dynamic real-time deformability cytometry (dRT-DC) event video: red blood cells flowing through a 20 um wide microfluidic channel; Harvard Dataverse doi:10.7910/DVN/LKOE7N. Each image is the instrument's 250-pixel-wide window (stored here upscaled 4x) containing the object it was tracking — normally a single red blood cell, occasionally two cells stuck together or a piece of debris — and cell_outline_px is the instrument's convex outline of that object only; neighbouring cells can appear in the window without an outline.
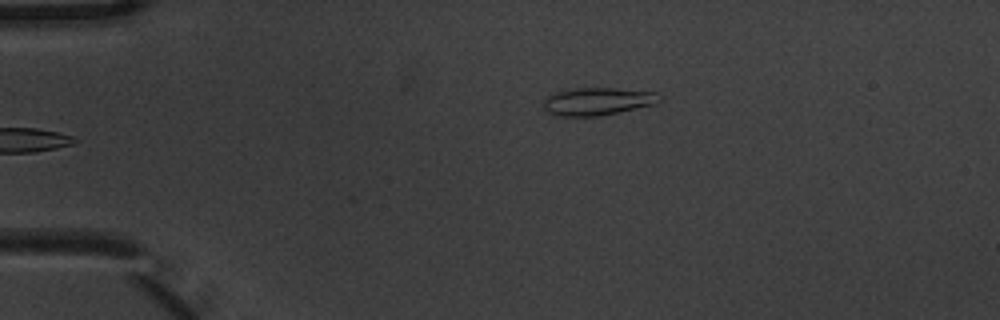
{"species": "common noctule bat (a hibernating species)", "species_latin": "Nyctalus noctula", "temperature_condition": "warm", "stored_images_in_passage": 4, "camera_frame_rate_fps": 3000, "um_per_image_px": 0.085, "animal": {"sex": "male", "body_mass_g": 20.1, "forearm_length_mm": 53.5}, "frame": {"image": 1, "passage_image": 4, "time_ms": 1.0, "image_size_px": [1000, 320], "cell_outline_px": [[664, 96], [656, 104], [600, 116], [556, 116], [544, 112], [544, 100], [552, 92], [572, 88], [612, 88], [660, 92]], "centroid_in_image_um": [50.8, 8.61], "position_along_channel_um": 34.2, "area_um2": 19.13}}